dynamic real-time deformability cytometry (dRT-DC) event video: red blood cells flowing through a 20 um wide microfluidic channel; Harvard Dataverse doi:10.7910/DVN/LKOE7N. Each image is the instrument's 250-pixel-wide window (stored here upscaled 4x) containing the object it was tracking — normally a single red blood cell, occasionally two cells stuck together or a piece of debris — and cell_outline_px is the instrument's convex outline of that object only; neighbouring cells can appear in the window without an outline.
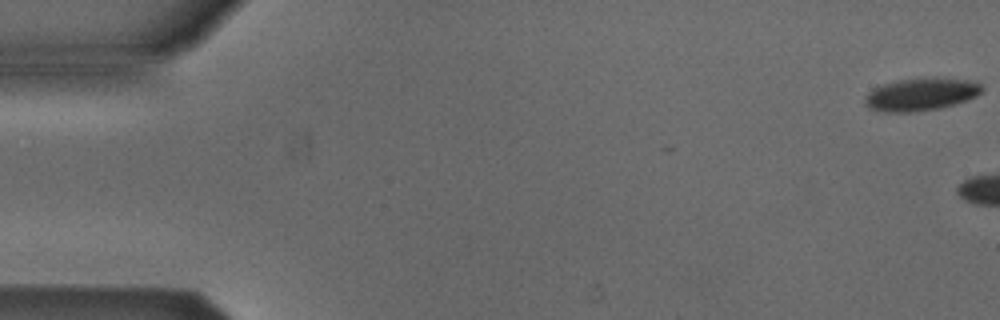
{"species": "Egyptian fruit bat (a non-hibernating species)", "species_latin": "Rousettus aegyptiacus", "temperature_condition": "cold", "stored_images_in_passage": 9, "camera_frame_rate_fps": 3000, "um_per_image_px": 0.085, "animal": {"sex": "male"}, "frame": {"image": 1, "passage_image": 1, "time_ms": 0.0, "image_size_px": [1000, 320], "cell_outline_px": [[984, 88], [976, 96], [956, 104], [940, 108], [912, 112], [884, 112], [868, 108], [864, 100], [868, 92], [884, 84], [896, 80], [932, 76], [936, 76], [976, 80], [984, 84]], "centroid_in_image_um": [78.36, 7.98], "position_along_channel_um": 6.6, "area_um2": 22.83}}